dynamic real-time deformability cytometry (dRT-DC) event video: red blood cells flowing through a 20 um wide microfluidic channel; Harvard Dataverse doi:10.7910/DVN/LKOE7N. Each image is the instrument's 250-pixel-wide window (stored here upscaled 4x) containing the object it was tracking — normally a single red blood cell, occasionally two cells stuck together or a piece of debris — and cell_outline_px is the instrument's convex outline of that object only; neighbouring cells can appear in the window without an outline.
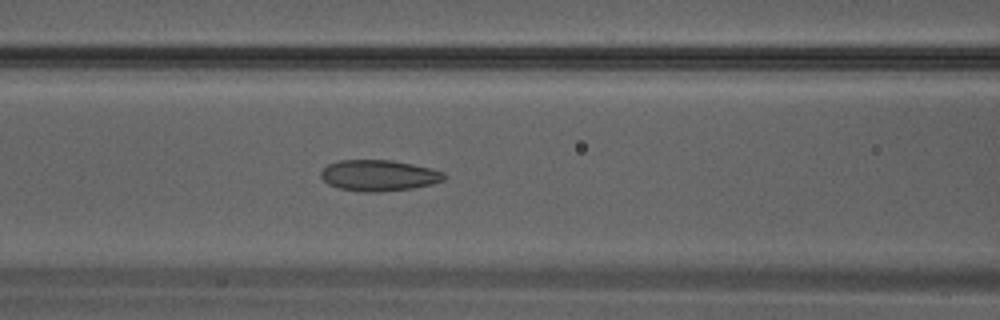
{"species": "Egyptian fruit bat (a non-hibernating species)", "species_latin": "Rousettus aegyptiacus", "temperature_condition": "warm", "stored_images_in_passage": 31, "camera_frame_rate_fps": 3000, "um_per_image_px": 0.085, "animal": {"sex": "male"}, "frame": {"image": 1, "passage_image": 14, "time_ms": 4.333, "image_size_px": [1000, 320], "cell_outline_px": [[448, 176], [444, 180], [432, 184], [412, 188], [380, 192], [364, 192], [340, 188], [328, 184], [320, 176], [320, 172], [328, 164], [340, 160], [392, 160], [412, 164], [444, 172]], "centroid_in_image_um": [32.2, 14.91], "position_along_channel_um": 134.4, "area_um2": 22.25}}
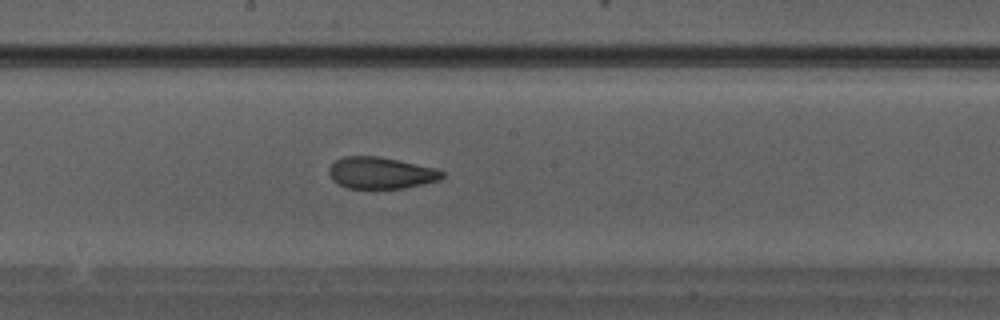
{"frame": {"image": 2, "passage_image": 18, "time_ms": 5.667, "image_size_px": [1000, 320], "cell_outline_px": [[444, 176], [440, 180], [404, 188], [348, 188], [332, 180], [328, 172], [328, 168], [336, 160], [344, 156], [376, 156], [436, 168], [444, 172]], "centroid_in_image_um": [32.36, 14.7], "position_along_channel_um": 215.8, "area_um2": 20.69}}